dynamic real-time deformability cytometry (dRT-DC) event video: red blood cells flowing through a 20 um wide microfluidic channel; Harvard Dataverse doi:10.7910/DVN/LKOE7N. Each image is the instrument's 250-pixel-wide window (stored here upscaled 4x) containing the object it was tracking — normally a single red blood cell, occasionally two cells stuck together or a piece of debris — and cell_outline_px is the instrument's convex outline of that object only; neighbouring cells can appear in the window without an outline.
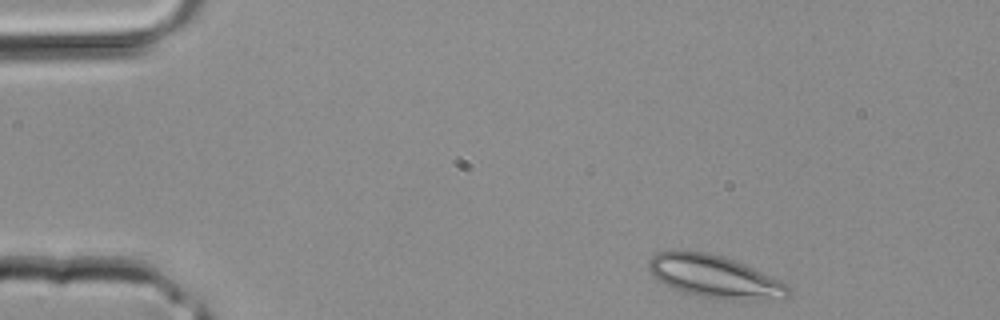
{"species": "common noctule bat (a hibernating species)", "species_latin": "Nyctalus noctula", "temperature_condition": "room temperature", "stored_images_in_passage": 2, "camera_frame_rate_fps": 3000, "um_per_image_px": 0.085, "animal": {"sex": "male", "body_mass_g": 20.4}, "frame": {"image": 1, "passage_image": 1, "time_ms": 0.0, "image_size_px": [1000, 320], "cell_outline_px": [[792, 292], [784, 300], [720, 300], [680, 292], [672, 288], [652, 276], [648, 268], [648, 260], [656, 252], [704, 252], [724, 256], [736, 260], [780, 280], [788, 284], [792, 288]], "centroid_in_image_um": [60.82, 23.55], "position_along_channel_um": 24.2, "area_um2": 35.08}}